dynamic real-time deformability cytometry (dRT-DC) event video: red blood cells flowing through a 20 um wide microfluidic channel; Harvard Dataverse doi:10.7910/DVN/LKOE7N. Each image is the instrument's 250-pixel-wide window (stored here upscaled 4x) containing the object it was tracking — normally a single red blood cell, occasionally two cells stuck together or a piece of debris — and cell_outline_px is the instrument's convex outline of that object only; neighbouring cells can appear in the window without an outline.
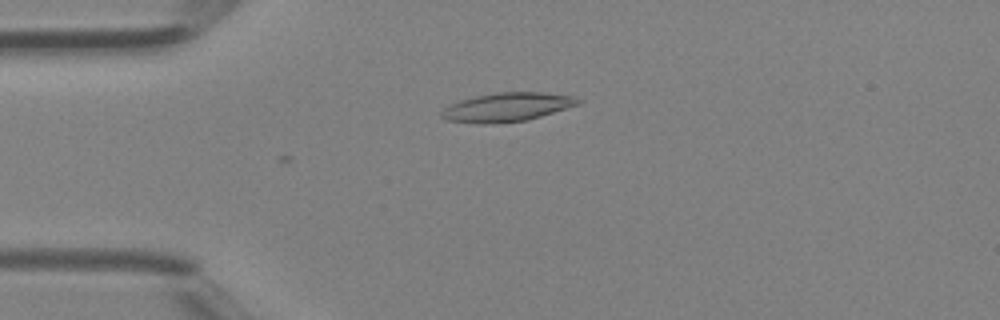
{"species": "Egyptian fruit bat (a non-hibernating species)", "species_latin": "Rousettus aegyptiacus", "temperature_condition": "room temperature", "stored_images_in_passage": 6, "camera_frame_rate_fps": 3000, "um_per_image_px": 0.085, "animal": {"sex": "female"}, "frame": {"image": 1, "passage_image": 1, "time_ms": 0.0, "image_size_px": [1000, 320], "cell_outline_px": [[584, 100], [580, 104], [528, 120], [488, 124], [476, 124], [448, 120], [440, 116], [440, 112], [444, 108], [460, 100], [476, 96], [496, 92], [544, 92], [572, 96]], "centroid_in_image_um": [43.11, 9.11], "position_along_channel_um": 41.9, "area_um2": 23.0}}
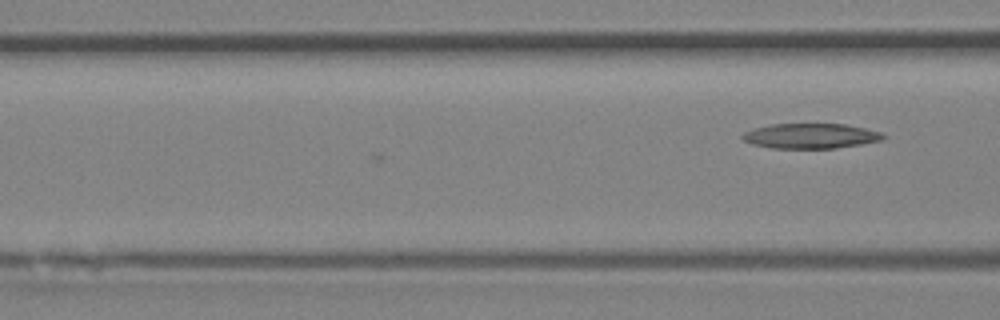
{"frame": {"image": 2, "passage_image": 6, "time_ms": 1.667, "image_size_px": [1000, 320], "cell_outline_px": [[888, 136], [880, 140], [860, 144], [836, 148], [772, 148], [752, 144], [744, 140], [740, 136], [744, 132], [756, 128], [772, 124], [844, 124], [864, 128], [880, 132]], "centroid_in_image_um": [68.89, 11.55], "position_along_channel_um": 97.7, "area_um2": 20.35}}